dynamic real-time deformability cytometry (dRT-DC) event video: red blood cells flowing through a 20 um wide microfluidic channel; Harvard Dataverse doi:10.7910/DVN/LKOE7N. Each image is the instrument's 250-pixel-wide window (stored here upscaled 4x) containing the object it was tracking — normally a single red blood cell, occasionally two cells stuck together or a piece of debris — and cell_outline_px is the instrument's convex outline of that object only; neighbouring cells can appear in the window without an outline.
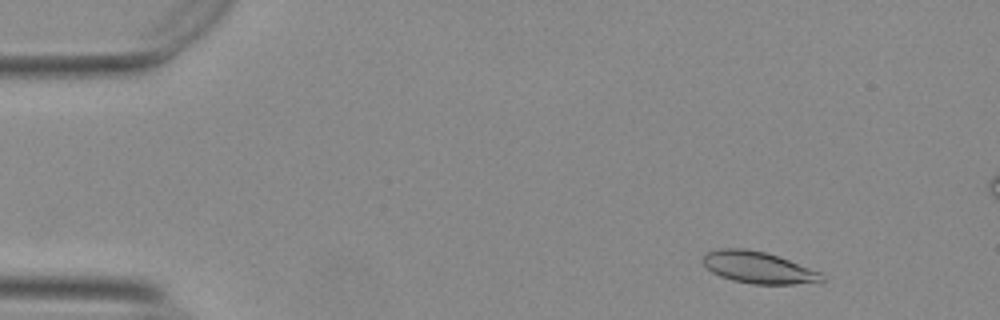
{"species": "Egyptian fruit bat (a non-hibernating species)", "species_latin": "Rousettus aegyptiacus", "temperature_condition": "warm", "stored_images_in_passage": 54, "camera_frame_rate_fps": 3000, "um_per_image_px": 0.085, "animal": {"sex": "female"}, "frame": {"image": 1, "passage_image": 5, "time_ms": 1.333, "image_size_px": [1000, 320], "cell_outline_px": [[824, 280], [820, 284], [752, 284], [732, 280], [720, 276], [712, 272], [704, 264], [700, 256], [708, 252], [720, 248], [744, 248], [764, 252], [788, 260], [820, 272], [824, 276]], "centroid_in_image_um": [64.47, 22.75], "position_along_channel_um": 20.5, "area_um2": 22.08}}
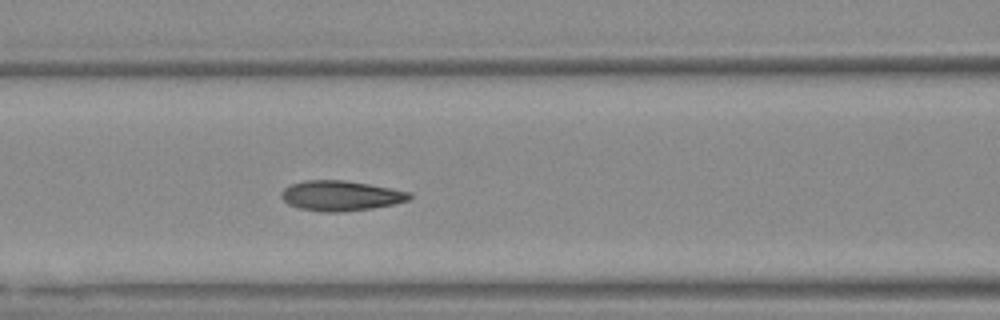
{"frame": {"image": 2, "passage_image": 22, "time_ms": 7.0, "image_size_px": [1000, 320], "cell_outline_px": [[412, 196], [408, 200], [396, 204], [372, 208], [340, 212], [320, 212], [300, 208], [288, 204], [280, 196], [280, 192], [284, 188], [292, 184], [304, 180], [344, 180], [368, 184], [408, 192]], "centroid_in_image_um": [28.92, 16.64], "position_along_channel_um": 137.7, "area_um2": 22.37}}
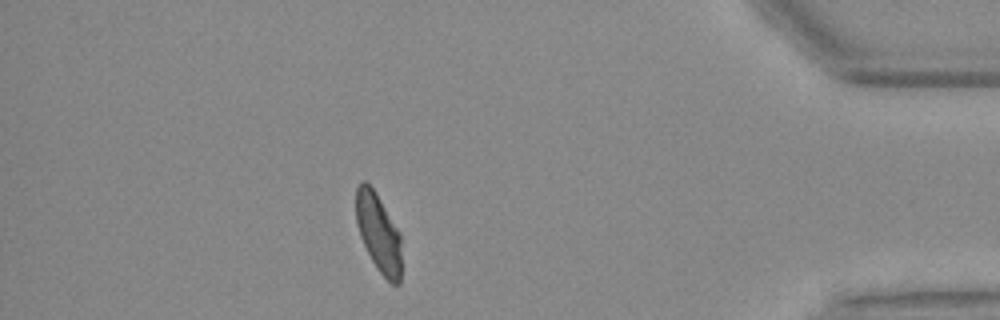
{"frame": {"image": 3, "passage_image": 47, "time_ms": 15.333, "image_size_px": [1000, 320], "cell_outline_px": [[400, 284], [392, 284], [376, 268], [360, 236], [356, 224], [356, 188], [360, 180], [364, 180], [376, 192], [400, 232]], "centroid_in_image_um": [32.16, 19.76], "position_along_channel_um": 403.0, "area_um2": 20.69}, "authors_computed_cell_mechanics": {"area_um2": 21.964, "velocity_mm_per_s": 3.7099, "shape_relaxation_time_tau1_ms": 4.8788, "shape_relaxation_time_tau2_ms": 1.3198, "deformation_change_tau1": 0.1671, "deformation_change_tau2": 0.0709}}